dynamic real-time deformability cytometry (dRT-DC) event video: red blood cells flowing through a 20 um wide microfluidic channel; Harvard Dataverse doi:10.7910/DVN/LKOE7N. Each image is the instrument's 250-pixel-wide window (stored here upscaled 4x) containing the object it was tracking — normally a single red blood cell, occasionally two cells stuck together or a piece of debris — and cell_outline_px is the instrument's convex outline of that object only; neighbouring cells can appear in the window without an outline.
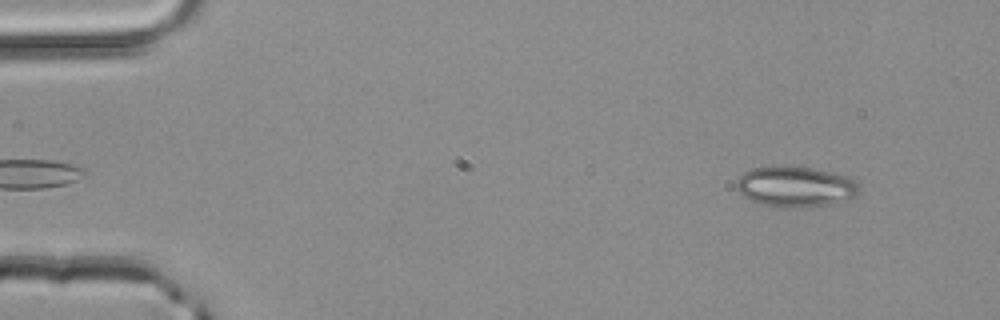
{"species": "common noctule bat (a hibernating species)", "species_latin": "Nyctalus noctula", "temperature_condition": "room temperature", "stored_images_in_passage": 47, "camera_frame_rate_fps": 3000, "um_per_image_px": 0.085, "animal": {"sex": "male", "body_mass_g": 20.4}, "frame": {"image": 1, "passage_image": 2, "time_ms": 0.333, "image_size_px": [1000, 320], "cell_outline_px": [[860, 192], [856, 196], [844, 200], [828, 204], [784, 208], [780, 208], [764, 204], [752, 200], [744, 196], [736, 188], [736, 180], [748, 168], [784, 164], [792, 164], [832, 172], [856, 180], [860, 188]], "centroid_in_image_um": [67.59, 15.82], "position_along_channel_um": 17.4, "area_um2": 29.36}}
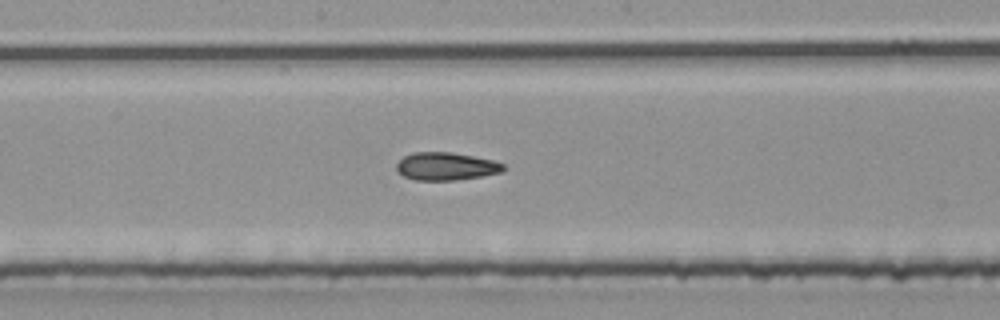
{"frame": {"image": 2, "passage_image": 24, "time_ms": 7.667, "image_size_px": [1000, 320], "cell_outline_px": [[504, 168], [500, 172], [484, 176], [456, 180], [416, 180], [404, 176], [396, 168], [396, 164], [404, 156], [412, 152], [452, 152], [492, 160], [504, 164]], "centroid_in_image_um": [37.9, 14.13], "position_along_channel_um": 210.3, "area_um2": 17.22}}
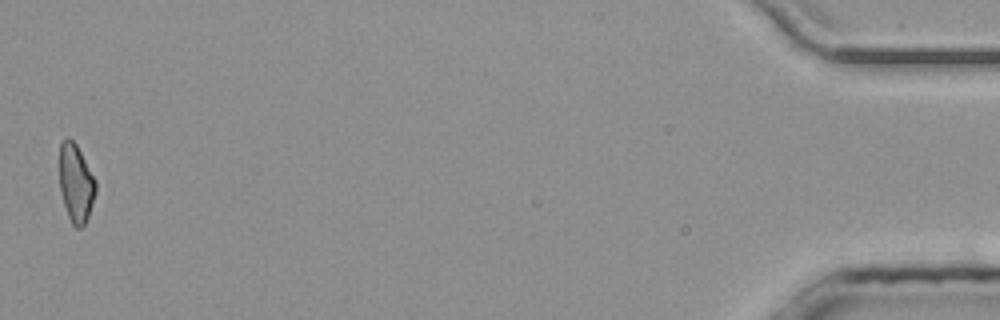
{"frame": {"image": 3, "passage_image": 47, "time_ms": 15.333, "image_size_px": [1000, 320], "cell_outline_px": [[96, 192], [88, 216], [84, 224], [80, 228], [76, 228], [72, 224], [68, 216], [60, 192], [60, 140], [64, 136], [68, 136], [76, 144], [96, 180]], "centroid_in_image_um": [6.44, 15.54], "position_along_channel_um": 428.8, "area_um2": 16.53}, "authors_computed_cell_mechanics": {"area_um2": 17.4556, "velocity_mm_per_s": 4.1521, "shape_relaxation_time_tau1_ms": null, "shape_relaxation_time_tau2_ms": 3.6725, "deformation_change_tau1": null, "deformation_change_tau2": 0.1109}}